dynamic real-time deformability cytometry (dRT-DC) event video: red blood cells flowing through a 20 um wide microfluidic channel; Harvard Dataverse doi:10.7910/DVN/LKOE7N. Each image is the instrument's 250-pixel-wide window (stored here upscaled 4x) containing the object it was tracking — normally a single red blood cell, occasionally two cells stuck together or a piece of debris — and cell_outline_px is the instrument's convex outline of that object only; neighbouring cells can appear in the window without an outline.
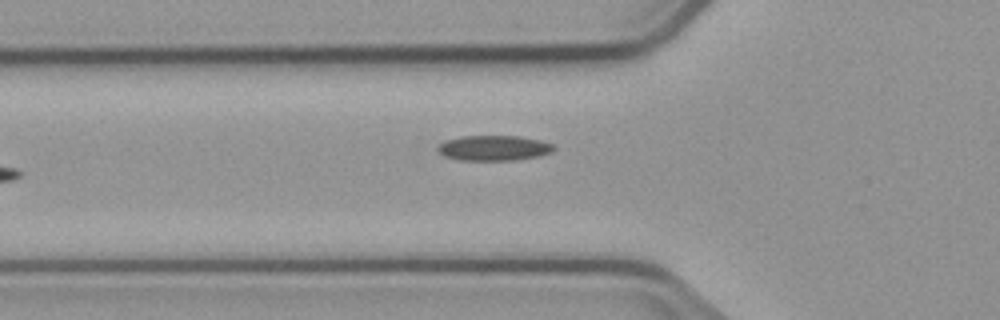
{"species": "common noctule bat (a hibernating species)", "species_latin": "Nyctalus noctula", "temperature_condition": "cold", "stored_images_in_passage": 6, "camera_frame_rate_fps": 3000, "um_per_image_px": 0.085, "animal": {"sex": "male", "body_mass_g": 23.1, "forearm_length_mm": 52.7}, "frame": {"image": 1, "passage_image": 6, "time_ms": 5.667, "image_size_px": [1000, 320], "cell_outline_px": [[556, 148], [552, 152], [540, 156], [516, 160], [456, 160], [444, 156], [436, 148], [444, 140], [460, 136], [520, 136], [540, 140], [552, 144]], "centroid_in_image_um": [41.97, 12.58], "position_along_channel_um": 83.8, "area_um2": 17.22}}